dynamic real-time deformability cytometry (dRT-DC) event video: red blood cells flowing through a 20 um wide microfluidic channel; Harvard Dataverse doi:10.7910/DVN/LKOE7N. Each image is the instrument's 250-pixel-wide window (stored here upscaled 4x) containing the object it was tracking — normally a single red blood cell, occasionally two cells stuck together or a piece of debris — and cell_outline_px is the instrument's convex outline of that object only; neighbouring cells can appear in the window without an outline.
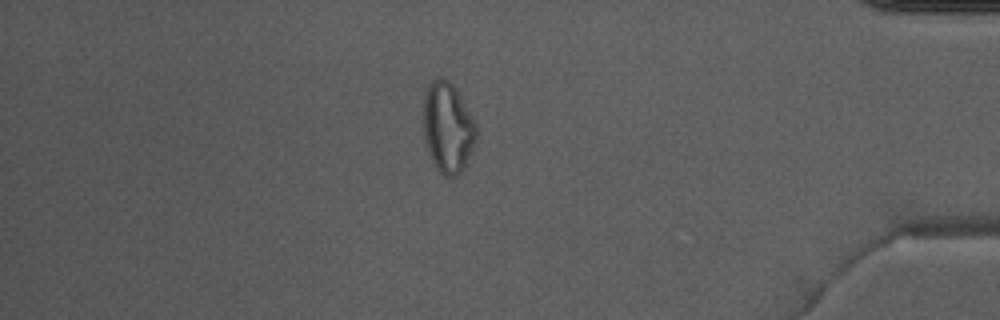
{"species": "Egyptian fruit bat (a non-hibernating species)", "species_latin": "Rousettus aegyptiacus", "temperature_condition": "warm", "stored_images_in_passage": 49, "camera_frame_rate_fps": 3000, "um_per_image_px": 0.085, "animal": {"sex": "male"}, "frame": {"image": 1, "passage_image": 42, "time_ms": 13.667, "image_size_px": [1000, 320], "cell_outline_px": [[476, 136], [468, 164], [452, 180], [444, 176], [436, 168], [428, 152], [420, 120], [424, 96], [428, 84], [436, 76], [440, 76], [448, 80], [456, 88], [476, 124]], "centroid_in_image_um": [38.01, 10.84], "position_along_channel_um": 397.2, "area_um2": 28.67}}
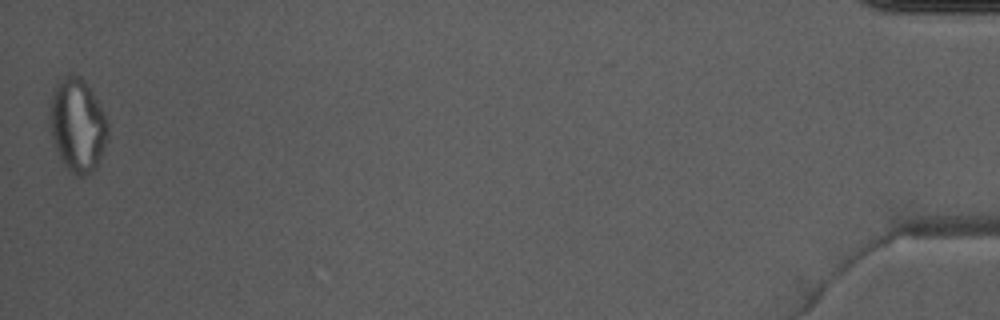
{"frame": {"image": 2, "passage_image": 49, "time_ms": 16.0, "image_size_px": [1000, 320], "cell_outline_px": [[108, 140], [96, 168], [84, 176], [76, 176], [64, 164], [52, 144], [48, 128], [48, 108], [52, 92], [56, 84], [68, 72], [80, 76], [84, 80], [100, 104], [108, 120]], "centroid_in_image_um": [6.55, 10.62], "position_along_channel_um": 428.6, "area_um2": 32.48}, "authors_computed_cell_mechanics": {"area_um2": 28.7844, "velocity_mm_per_s": 4.076, "shape_relaxation_time_tau1_ms": null, "shape_relaxation_time_tau2_ms": 1.5869, "deformation_change_tau1": null, "deformation_change_tau2": 0.0867}}